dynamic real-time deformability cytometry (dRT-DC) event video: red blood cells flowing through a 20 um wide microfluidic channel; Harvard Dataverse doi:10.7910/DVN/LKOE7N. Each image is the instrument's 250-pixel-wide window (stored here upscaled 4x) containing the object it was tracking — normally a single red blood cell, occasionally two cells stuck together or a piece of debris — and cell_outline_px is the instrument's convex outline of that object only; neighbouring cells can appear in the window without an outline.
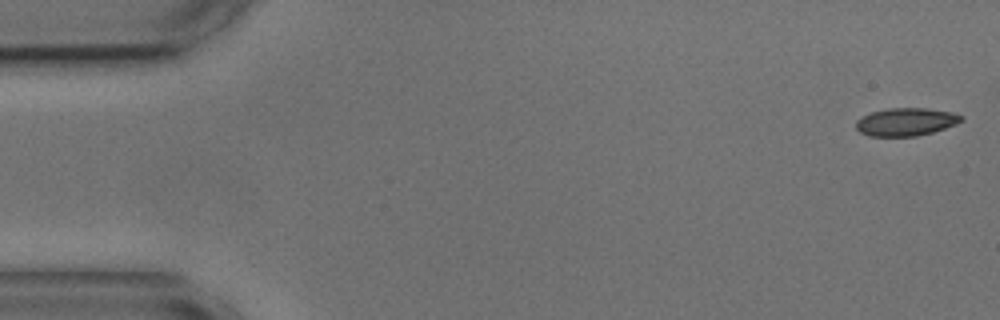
{"species": "common noctule bat (a hibernating species)", "species_latin": "Nyctalus noctula", "temperature_condition": "cold", "stored_images_in_passage": 54, "camera_frame_rate_fps": 3000, "um_per_image_px": 0.085, "animal": {"sex": "male", "body_mass_g": 17.9, "forearm_length_mm": 54.2}, "frame": {"image": 1, "passage_image": 1, "time_ms": 0.0, "image_size_px": [1000, 320], "cell_outline_px": [[964, 120], [956, 124], [932, 132], [916, 136], [868, 136], [860, 132], [856, 128], [856, 120], [872, 112], [888, 108], [928, 108], [952, 112], [964, 116]], "centroid_in_image_um": [77.02, 10.35], "position_along_channel_um": 8.0, "area_um2": 17.11}}
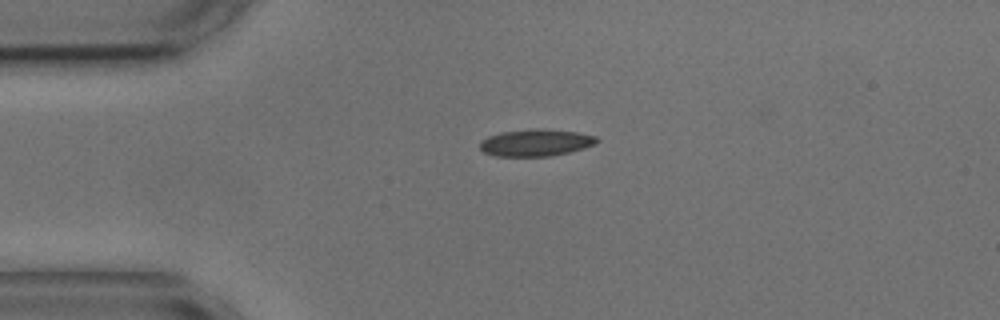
{"frame": {"image": 2, "passage_image": 12, "time_ms": 3.667, "image_size_px": [1000, 320], "cell_outline_px": [[600, 140], [596, 144], [584, 148], [552, 156], [492, 156], [484, 152], [480, 148], [480, 144], [488, 136], [500, 132], [536, 128], [540, 128], [576, 132], [596, 136]], "centroid_in_image_um": [45.56, 12.12], "position_along_channel_um": 39.4, "area_um2": 18.38}}
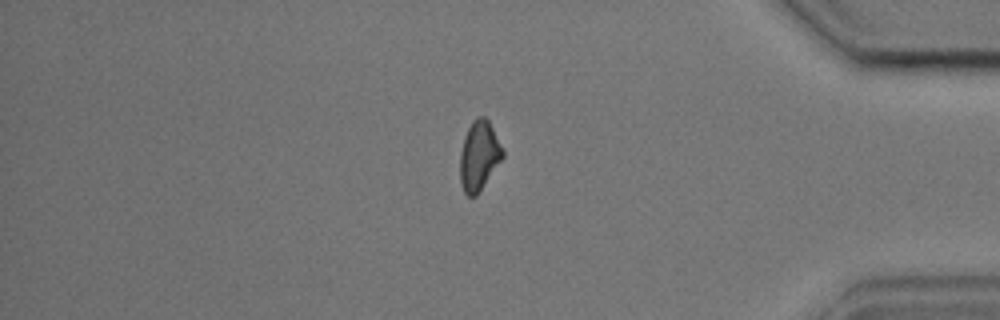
{"frame": {"image": 3, "passage_image": 46, "time_ms": 15.0, "image_size_px": [1000, 320], "cell_outline_px": [[504, 156], [476, 196], [468, 196], [464, 192], [460, 184], [460, 152], [464, 136], [472, 120], [476, 116], [484, 116], [488, 120], [504, 148]], "centroid_in_image_um": [40.72, 13.21], "position_along_channel_um": 394.5, "area_um2": 17.4}, "authors_computed_cell_mechanics": {"area_um2": 17.6579, "velocity_mm_per_s": 3.6039, "shape_relaxation_time_tau1_ms": 8.06, "shape_relaxation_time_tau2_ms": 3.5379, "deformation_change_tau1": 0.1248, "deformation_change_tau2": 0.0952}}